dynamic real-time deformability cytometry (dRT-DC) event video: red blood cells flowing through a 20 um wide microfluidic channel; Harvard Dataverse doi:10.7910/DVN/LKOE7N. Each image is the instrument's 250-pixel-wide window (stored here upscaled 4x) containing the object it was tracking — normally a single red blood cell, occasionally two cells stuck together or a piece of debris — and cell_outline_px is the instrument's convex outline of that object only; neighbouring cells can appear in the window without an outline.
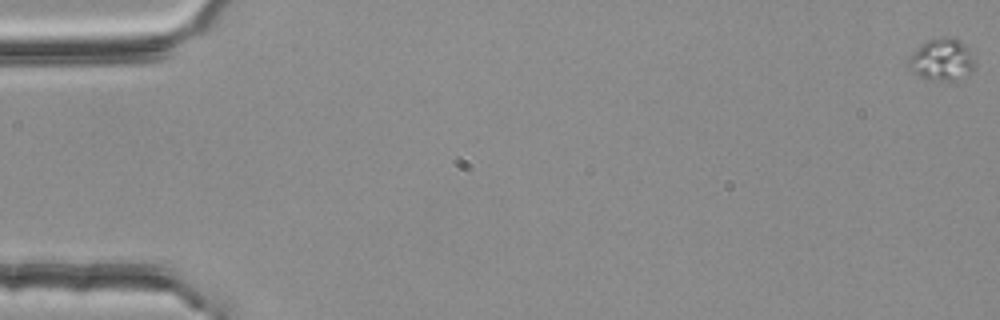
{"species": "common noctule bat (a hibernating species)", "species_latin": "Nyctalus noctula", "temperature_condition": "room temperature", "stored_images_in_passage": 57, "camera_frame_rate_fps": 3000, "um_per_image_px": 0.085, "animal": {"sex": "female", "body_mass_g": 25.1}, "frame": {"image": 1, "passage_image": 1, "time_ms": 0.0, "image_size_px": [1000, 320], "cell_outline_px": [[972, 72], [964, 76], [948, 80], [924, 80], [912, 72], [908, 64], [908, 60], [928, 40], [944, 36], [956, 36], [964, 44], [972, 56]], "centroid_in_image_um": [80.05, 5.07], "position_along_channel_um": 5.0, "area_um2": 15.78}}